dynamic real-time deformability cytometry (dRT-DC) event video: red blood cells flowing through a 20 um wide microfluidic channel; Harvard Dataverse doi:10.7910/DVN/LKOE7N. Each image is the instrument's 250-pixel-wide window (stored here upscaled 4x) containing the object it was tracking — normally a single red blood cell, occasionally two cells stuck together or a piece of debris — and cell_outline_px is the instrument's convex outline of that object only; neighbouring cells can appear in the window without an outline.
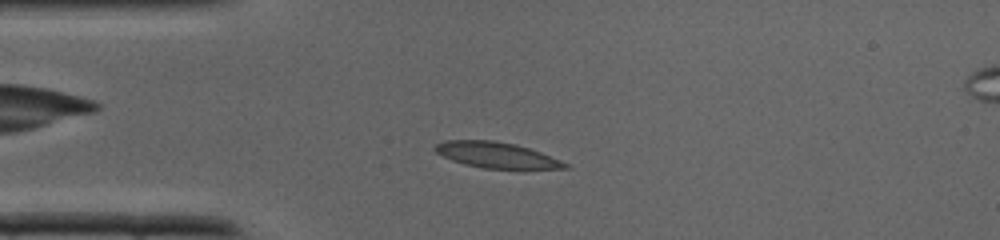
{"species": "common noctule bat (a hibernating species)", "species_latin": "Nyctalus noctula", "temperature_condition": "cold", "stored_images_in_passage": 29, "camera_frame_rate_fps": 3000, "um_per_image_px": 0.085, "animal": {"sex": "male", "body_mass_g": 19.0, "forearm_length_mm": 50.8}, "frame": {"image": 1, "passage_image": 1, "time_ms": 0.0, "image_size_px": [1000, 240], "cell_outline_px": [[568, 168], [484, 168], [464, 164], [452, 160], [436, 152], [432, 148], [436, 144], [444, 140], [492, 140], [516, 144], [540, 152], [560, 160], [568, 164]], "centroid_in_image_um": [42.14, 13.16], "position_along_channel_um": 42.9, "area_um2": 19.19}}
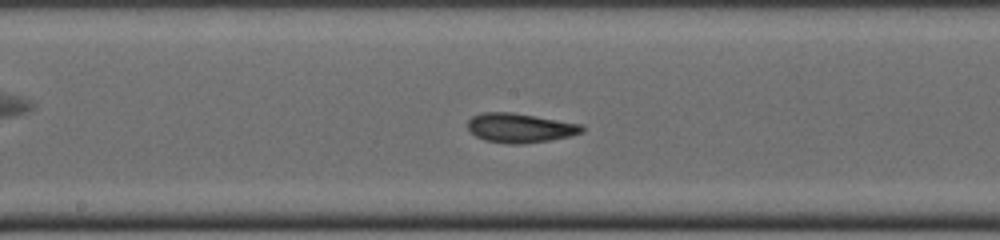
{"frame": {"image": 2, "passage_image": 11, "time_ms": 3.333, "image_size_px": [1000, 240], "cell_outline_px": [[584, 132], [568, 136], [548, 140], [524, 144], [508, 144], [484, 140], [476, 136], [468, 128], [468, 120], [472, 116], [484, 112], [512, 112], [584, 124]], "centroid_in_image_um": [44.22, 10.87], "position_along_channel_um": 204.0, "area_um2": 19.59}}
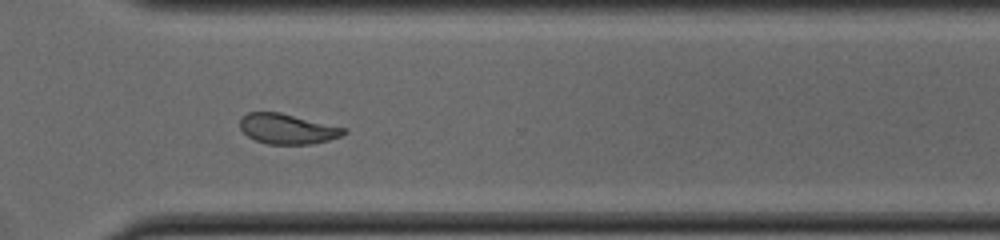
{"frame": {"image": 3, "passage_image": 19, "time_ms": 6.0, "image_size_px": [1000, 240], "cell_outline_px": [[348, 132], [340, 136], [328, 140], [312, 144], [268, 144], [256, 140], [248, 136], [240, 128], [240, 116], [248, 112], [280, 112], [348, 128]], "centroid_in_image_um": [24.44, 10.94], "position_along_channel_um": 346.2, "area_um2": 18.38}}